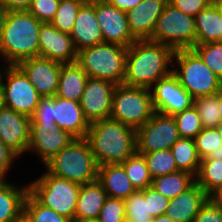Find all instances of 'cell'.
<instances>
[{
  "mask_svg": "<svg viewBox=\"0 0 222 222\" xmlns=\"http://www.w3.org/2000/svg\"><path fill=\"white\" fill-rule=\"evenodd\" d=\"M174 50L150 40H136L127 48L124 85L151 88L172 72ZM168 68V69H167Z\"/></svg>",
  "mask_w": 222,
  "mask_h": 222,
  "instance_id": "obj_1",
  "label": "cell"
},
{
  "mask_svg": "<svg viewBox=\"0 0 222 222\" xmlns=\"http://www.w3.org/2000/svg\"><path fill=\"white\" fill-rule=\"evenodd\" d=\"M85 139L98 166L122 164L137 152L136 130L112 118L90 123Z\"/></svg>",
  "mask_w": 222,
  "mask_h": 222,
  "instance_id": "obj_2",
  "label": "cell"
},
{
  "mask_svg": "<svg viewBox=\"0 0 222 222\" xmlns=\"http://www.w3.org/2000/svg\"><path fill=\"white\" fill-rule=\"evenodd\" d=\"M41 23L28 10L8 11L0 39V54L8 65L39 56Z\"/></svg>",
  "mask_w": 222,
  "mask_h": 222,
  "instance_id": "obj_3",
  "label": "cell"
},
{
  "mask_svg": "<svg viewBox=\"0 0 222 222\" xmlns=\"http://www.w3.org/2000/svg\"><path fill=\"white\" fill-rule=\"evenodd\" d=\"M127 48L107 42L98 43L77 53L76 63L88 77L123 84L126 75Z\"/></svg>",
  "mask_w": 222,
  "mask_h": 222,
  "instance_id": "obj_4",
  "label": "cell"
},
{
  "mask_svg": "<svg viewBox=\"0 0 222 222\" xmlns=\"http://www.w3.org/2000/svg\"><path fill=\"white\" fill-rule=\"evenodd\" d=\"M45 166L51 174L80 185L97 180L98 165L85 138L75 139Z\"/></svg>",
  "mask_w": 222,
  "mask_h": 222,
  "instance_id": "obj_5",
  "label": "cell"
},
{
  "mask_svg": "<svg viewBox=\"0 0 222 222\" xmlns=\"http://www.w3.org/2000/svg\"><path fill=\"white\" fill-rule=\"evenodd\" d=\"M174 59L179 69H172V72L193 99L214 95L221 90L222 80L203 63L192 48L176 50Z\"/></svg>",
  "mask_w": 222,
  "mask_h": 222,
  "instance_id": "obj_6",
  "label": "cell"
},
{
  "mask_svg": "<svg viewBox=\"0 0 222 222\" xmlns=\"http://www.w3.org/2000/svg\"><path fill=\"white\" fill-rule=\"evenodd\" d=\"M154 113L150 88L116 85L110 118L137 130L150 120Z\"/></svg>",
  "mask_w": 222,
  "mask_h": 222,
  "instance_id": "obj_7",
  "label": "cell"
},
{
  "mask_svg": "<svg viewBox=\"0 0 222 222\" xmlns=\"http://www.w3.org/2000/svg\"><path fill=\"white\" fill-rule=\"evenodd\" d=\"M81 185L46 171L28 184V191L44 206L70 218L74 215Z\"/></svg>",
  "mask_w": 222,
  "mask_h": 222,
  "instance_id": "obj_8",
  "label": "cell"
},
{
  "mask_svg": "<svg viewBox=\"0 0 222 222\" xmlns=\"http://www.w3.org/2000/svg\"><path fill=\"white\" fill-rule=\"evenodd\" d=\"M150 41L165 44L174 51L193 48L196 45L194 17L168 3L157 19Z\"/></svg>",
  "mask_w": 222,
  "mask_h": 222,
  "instance_id": "obj_9",
  "label": "cell"
},
{
  "mask_svg": "<svg viewBox=\"0 0 222 222\" xmlns=\"http://www.w3.org/2000/svg\"><path fill=\"white\" fill-rule=\"evenodd\" d=\"M4 72L6 82H3L2 92L5 106L31 117L41 96L17 65L6 66Z\"/></svg>",
  "mask_w": 222,
  "mask_h": 222,
  "instance_id": "obj_10",
  "label": "cell"
},
{
  "mask_svg": "<svg viewBox=\"0 0 222 222\" xmlns=\"http://www.w3.org/2000/svg\"><path fill=\"white\" fill-rule=\"evenodd\" d=\"M179 138L175 118L155 112L150 120L136 130L137 153L171 149Z\"/></svg>",
  "mask_w": 222,
  "mask_h": 222,
  "instance_id": "obj_11",
  "label": "cell"
},
{
  "mask_svg": "<svg viewBox=\"0 0 222 222\" xmlns=\"http://www.w3.org/2000/svg\"><path fill=\"white\" fill-rule=\"evenodd\" d=\"M150 91L154 110L160 114L174 116L190 108L194 102L173 72L158 80Z\"/></svg>",
  "mask_w": 222,
  "mask_h": 222,
  "instance_id": "obj_12",
  "label": "cell"
},
{
  "mask_svg": "<svg viewBox=\"0 0 222 222\" xmlns=\"http://www.w3.org/2000/svg\"><path fill=\"white\" fill-rule=\"evenodd\" d=\"M95 14L104 42L129 47L136 41L131 35L126 12L106 0H95Z\"/></svg>",
  "mask_w": 222,
  "mask_h": 222,
  "instance_id": "obj_13",
  "label": "cell"
},
{
  "mask_svg": "<svg viewBox=\"0 0 222 222\" xmlns=\"http://www.w3.org/2000/svg\"><path fill=\"white\" fill-rule=\"evenodd\" d=\"M75 139L69 132L60 129L56 123H31L28 150L35 151L43 164H46Z\"/></svg>",
  "mask_w": 222,
  "mask_h": 222,
  "instance_id": "obj_14",
  "label": "cell"
},
{
  "mask_svg": "<svg viewBox=\"0 0 222 222\" xmlns=\"http://www.w3.org/2000/svg\"><path fill=\"white\" fill-rule=\"evenodd\" d=\"M115 87L116 84L108 80L87 79L80 105L89 123L110 118Z\"/></svg>",
  "mask_w": 222,
  "mask_h": 222,
  "instance_id": "obj_15",
  "label": "cell"
},
{
  "mask_svg": "<svg viewBox=\"0 0 222 222\" xmlns=\"http://www.w3.org/2000/svg\"><path fill=\"white\" fill-rule=\"evenodd\" d=\"M62 64L35 56L21 61L17 66L28 77L41 97H53L57 94Z\"/></svg>",
  "mask_w": 222,
  "mask_h": 222,
  "instance_id": "obj_16",
  "label": "cell"
},
{
  "mask_svg": "<svg viewBox=\"0 0 222 222\" xmlns=\"http://www.w3.org/2000/svg\"><path fill=\"white\" fill-rule=\"evenodd\" d=\"M30 132V117L6 106L0 110V140L17 156L28 151Z\"/></svg>",
  "mask_w": 222,
  "mask_h": 222,
  "instance_id": "obj_17",
  "label": "cell"
},
{
  "mask_svg": "<svg viewBox=\"0 0 222 222\" xmlns=\"http://www.w3.org/2000/svg\"><path fill=\"white\" fill-rule=\"evenodd\" d=\"M39 56L63 64L77 60V50L70 34L61 32L51 23H41L39 30Z\"/></svg>",
  "mask_w": 222,
  "mask_h": 222,
  "instance_id": "obj_18",
  "label": "cell"
},
{
  "mask_svg": "<svg viewBox=\"0 0 222 222\" xmlns=\"http://www.w3.org/2000/svg\"><path fill=\"white\" fill-rule=\"evenodd\" d=\"M168 0H142L140 4L129 10L127 20L131 35L136 40H150Z\"/></svg>",
  "mask_w": 222,
  "mask_h": 222,
  "instance_id": "obj_19",
  "label": "cell"
},
{
  "mask_svg": "<svg viewBox=\"0 0 222 222\" xmlns=\"http://www.w3.org/2000/svg\"><path fill=\"white\" fill-rule=\"evenodd\" d=\"M70 36L77 52L104 42L95 14V0H87L80 7Z\"/></svg>",
  "mask_w": 222,
  "mask_h": 222,
  "instance_id": "obj_20",
  "label": "cell"
},
{
  "mask_svg": "<svg viewBox=\"0 0 222 222\" xmlns=\"http://www.w3.org/2000/svg\"><path fill=\"white\" fill-rule=\"evenodd\" d=\"M53 118L57 126L76 139L86 138L90 123L84 117L80 102L54 96Z\"/></svg>",
  "mask_w": 222,
  "mask_h": 222,
  "instance_id": "obj_21",
  "label": "cell"
},
{
  "mask_svg": "<svg viewBox=\"0 0 222 222\" xmlns=\"http://www.w3.org/2000/svg\"><path fill=\"white\" fill-rule=\"evenodd\" d=\"M208 197L195 182L186 191L170 199L165 215L174 222H193Z\"/></svg>",
  "mask_w": 222,
  "mask_h": 222,
  "instance_id": "obj_22",
  "label": "cell"
},
{
  "mask_svg": "<svg viewBox=\"0 0 222 222\" xmlns=\"http://www.w3.org/2000/svg\"><path fill=\"white\" fill-rule=\"evenodd\" d=\"M107 197L106 191L98 180L81 185L74 222L98 219L100 210Z\"/></svg>",
  "mask_w": 222,
  "mask_h": 222,
  "instance_id": "obj_23",
  "label": "cell"
},
{
  "mask_svg": "<svg viewBox=\"0 0 222 222\" xmlns=\"http://www.w3.org/2000/svg\"><path fill=\"white\" fill-rule=\"evenodd\" d=\"M97 180L111 198L125 200L137 191L121 164L98 166Z\"/></svg>",
  "mask_w": 222,
  "mask_h": 222,
  "instance_id": "obj_24",
  "label": "cell"
},
{
  "mask_svg": "<svg viewBox=\"0 0 222 222\" xmlns=\"http://www.w3.org/2000/svg\"><path fill=\"white\" fill-rule=\"evenodd\" d=\"M196 45L222 42V12L212 2L194 17Z\"/></svg>",
  "mask_w": 222,
  "mask_h": 222,
  "instance_id": "obj_25",
  "label": "cell"
},
{
  "mask_svg": "<svg viewBox=\"0 0 222 222\" xmlns=\"http://www.w3.org/2000/svg\"><path fill=\"white\" fill-rule=\"evenodd\" d=\"M88 78L76 62L62 64L56 96L80 102Z\"/></svg>",
  "mask_w": 222,
  "mask_h": 222,
  "instance_id": "obj_26",
  "label": "cell"
},
{
  "mask_svg": "<svg viewBox=\"0 0 222 222\" xmlns=\"http://www.w3.org/2000/svg\"><path fill=\"white\" fill-rule=\"evenodd\" d=\"M0 180V222H14L23 213V204L28 186L17 185Z\"/></svg>",
  "mask_w": 222,
  "mask_h": 222,
  "instance_id": "obj_27",
  "label": "cell"
},
{
  "mask_svg": "<svg viewBox=\"0 0 222 222\" xmlns=\"http://www.w3.org/2000/svg\"><path fill=\"white\" fill-rule=\"evenodd\" d=\"M196 182L193 174L177 171L152 179L151 186L169 200L186 191Z\"/></svg>",
  "mask_w": 222,
  "mask_h": 222,
  "instance_id": "obj_28",
  "label": "cell"
},
{
  "mask_svg": "<svg viewBox=\"0 0 222 222\" xmlns=\"http://www.w3.org/2000/svg\"><path fill=\"white\" fill-rule=\"evenodd\" d=\"M179 171H186L195 177L198 174L201 158L198 155L194 139L179 138L171 147Z\"/></svg>",
  "mask_w": 222,
  "mask_h": 222,
  "instance_id": "obj_29",
  "label": "cell"
},
{
  "mask_svg": "<svg viewBox=\"0 0 222 222\" xmlns=\"http://www.w3.org/2000/svg\"><path fill=\"white\" fill-rule=\"evenodd\" d=\"M196 183L208 196L215 195L222 188V160L201 159Z\"/></svg>",
  "mask_w": 222,
  "mask_h": 222,
  "instance_id": "obj_30",
  "label": "cell"
},
{
  "mask_svg": "<svg viewBox=\"0 0 222 222\" xmlns=\"http://www.w3.org/2000/svg\"><path fill=\"white\" fill-rule=\"evenodd\" d=\"M194 141L201 159L222 160V139L216 128H203Z\"/></svg>",
  "mask_w": 222,
  "mask_h": 222,
  "instance_id": "obj_31",
  "label": "cell"
},
{
  "mask_svg": "<svg viewBox=\"0 0 222 222\" xmlns=\"http://www.w3.org/2000/svg\"><path fill=\"white\" fill-rule=\"evenodd\" d=\"M126 175L136 190H144L152 184L147 162L143 155L137 152L128 157L122 164Z\"/></svg>",
  "mask_w": 222,
  "mask_h": 222,
  "instance_id": "obj_32",
  "label": "cell"
},
{
  "mask_svg": "<svg viewBox=\"0 0 222 222\" xmlns=\"http://www.w3.org/2000/svg\"><path fill=\"white\" fill-rule=\"evenodd\" d=\"M23 213L31 222H73L72 219L42 205L29 191L24 199Z\"/></svg>",
  "mask_w": 222,
  "mask_h": 222,
  "instance_id": "obj_33",
  "label": "cell"
},
{
  "mask_svg": "<svg viewBox=\"0 0 222 222\" xmlns=\"http://www.w3.org/2000/svg\"><path fill=\"white\" fill-rule=\"evenodd\" d=\"M138 154L144 156L152 179L179 171L171 149Z\"/></svg>",
  "mask_w": 222,
  "mask_h": 222,
  "instance_id": "obj_34",
  "label": "cell"
},
{
  "mask_svg": "<svg viewBox=\"0 0 222 222\" xmlns=\"http://www.w3.org/2000/svg\"><path fill=\"white\" fill-rule=\"evenodd\" d=\"M87 0H60L58 10L50 22L61 32L70 34L80 7Z\"/></svg>",
  "mask_w": 222,
  "mask_h": 222,
  "instance_id": "obj_35",
  "label": "cell"
},
{
  "mask_svg": "<svg viewBox=\"0 0 222 222\" xmlns=\"http://www.w3.org/2000/svg\"><path fill=\"white\" fill-rule=\"evenodd\" d=\"M193 105L199 114L203 128H215L221 122L218 93L196 98Z\"/></svg>",
  "mask_w": 222,
  "mask_h": 222,
  "instance_id": "obj_36",
  "label": "cell"
},
{
  "mask_svg": "<svg viewBox=\"0 0 222 222\" xmlns=\"http://www.w3.org/2000/svg\"><path fill=\"white\" fill-rule=\"evenodd\" d=\"M125 202L126 222H151L152 216L148 212V199L144 197V190H137Z\"/></svg>",
  "mask_w": 222,
  "mask_h": 222,
  "instance_id": "obj_37",
  "label": "cell"
},
{
  "mask_svg": "<svg viewBox=\"0 0 222 222\" xmlns=\"http://www.w3.org/2000/svg\"><path fill=\"white\" fill-rule=\"evenodd\" d=\"M181 138L194 139L203 130L201 119L194 105L173 116Z\"/></svg>",
  "mask_w": 222,
  "mask_h": 222,
  "instance_id": "obj_38",
  "label": "cell"
},
{
  "mask_svg": "<svg viewBox=\"0 0 222 222\" xmlns=\"http://www.w3.org/2000/svg\"><path fill=\"white\" fill-rule=\"evenodd\" d=\"M203 63L222 80V42H210L195 45L192 48Z\"/></svg>",
  "mask_w": 222,
  "mask_h": 222,
  "instance_id": "obj_39",
  "label": "cell"
},
{
  "mask_svg": "<svg viewBox=\"0 0 222 222\" xmlns=\"http://www.w3.org/2000/svg\"><path fill=\"white\" fill-rule=\"evenodd\" d=\"M125 202L107 197L98 217L99 222H126Z\"/></svg>",
  "mask_w": 222,
  "mask_h": 222,
  "instance_id": "obj_40",
  "label": "cell"
},
{
  "mask_svg": "<svg viewBox=\"0 0 222 222\" xmlns=\"http://www.w3.org/2000/svg\"><path fill=\"white\" fill-rule=\"evenodd\" d=\"M60 0H33L28 11L42 23H50L55 16Z\"/></svg>",
  "mask_w": 222,
  "mask_h": 222,
  "instance_id": "obj_41",
  "label": "cell"
},
{
  "mask_svg": "<svg viewBox=\"0 0 222 222\" xmlns=\"http://www.w3.org/2000/svg\"><path fill=\"white\" fill-rule=\"evenodd\" d=\"M144 197L148 199V212L152 217L165 215L169 199L156 191L152 186L144 189Z\"/></svg>",
  "mask_w": 222,
  "mask_h": 222,
  "instance_id": "obj_42",
  "label": "cell"
},
{
  "mask_svg": "<svg viewBox=\"0 0 222 222\" xmlns=\"http://www.w3.org/2000/svg\"><path fill=\"white\" fill-rule=\"evenodd\" d=\"M193 222H222V207L212 196H209L200 207Z\"/></svg>",
  "mask_w": 222,
  "mask_h": 222,
  "instance_id": "obj_43",
  "label": "cell"
},
{
  "mask_svg": "<svg viewBox=\"0 0 222 222\" xmlns=\"http://www.w3.org/2000/svg\"><path fill=\"white\" fill-rule=\"evenodd\" d=\"M53 97H41L39 103L30 117L31 123H55L53 118Z\"/></svg>",
  "mask_w": 222,
  "mask_h": 222,
  "instance_id": "obj_44",
  "label": "cell"
},
{
  "mask_svg": "<svg viewBox=\"0 0 222 222\" xmlns=\"http://www.w3.org/2000/svg\"><path fill=\"white\" fill-rule=\"evenodd\" d=\"M213 0H168V3L179 9L184 14L195 17Z\"/></svg>",
  "mask_w": 222,
  "mask_h": 222,
  "instance_id": "obj_45",
  "label": "cell"
},
{
  "mask_svg": "<svg viewBox=\"0 0 222 222\" xmlns=\"http://www.w3.org/2000/svg\"><path fill=\"white\" fill-rule=\"evenodd\" d=\"M17 155L0 140V180H6L8 170Z\"/></svg>",
  "mask_w": 222,
  "mask_h": 222,
  "instance_id": "obj_46",
  "label": "cell"
},
{
  "mask_svg": "<svg viewBox=\"0 0 222 222\" xmlns=\"http://www.w3.org/2000/svg\"><path fill=\"white\" fill-rule=\"evenodd\" d=\"M33 0H0L8 11L28 10Z\"/></svg>",
  "mask_w": 222,
  "mask_h": 222,
  "instance_id": "obj_47",
  "label": "cell"
},
{
  "mask_svg": "<svg viewBox=\"0 0 222 222\" xmlns=\"http://www.w3.org/2000/svg\"><path fill=\"white\" fill-rule=\"evenodd\" d=\"M111 5L116 6L119 10L123 12H128L132 8L136 7L141 3L142 0H106Z\"/></svg>",
  "mask_w": 222,
  "mask_h": 222,
  "instance_id": "obj_48",
  "label": "cell"
},
{
  "mask_svg": "<svg viewBox=\"0 0 222 222\" xmlns=\"http://www.w3.org/2000/svg\"><path fill=\"white\" fill-rule=\"evenodd\" d=\"M8 10L0 3V39Z\"/></svg>",
  "mask_w": 222,
  "mask_h": 222,
  "instance_id": "obj_49",
  "label": "cell"
},
{
  "mask_svg": "<svg viewBox=\"0 0 222 222\" xmlns=\"http://www.w3.org/2000/svg\"><path fill=\"white\" fill-rule=\"evenodd\" d=\"M152 222H174V221L167 215H160L157 217H153Z\"/></svg>",
  "mask_w": 222,
  "mask_h": 222,
  "instance_id": "obj_50",
  "label": "cell"
},
{
  "mask_svg": "<svg viewBox=\"0 0 222 222\" xmlns=\"http://www.w3.org/2000/svg\"><path fill=\"white\" fill-rule=\"evenodd\" d=\"M218 106H219V114L222 121V88L218 92Z\"/></svg>",
  "mask_w": 222,
  "mask_h": 222,
  "instance_id": "obj_51",
  "label": "cell"
},
{
  "mask_svg": "<svg viewBox=\"0 0 222 222\" xmlns=\"http://www.w3.org/2000/svg\"><path fill=\"white\" fill-rule=\"evenodd\" d=\"M222 207V188L215 194L212 196Z\"/></svg>",
  "mask_w": 222,
  "mask_h": 222,
  "instance_id": "obj_52",
  "label": "cell"
},
{
  "mask_svg": "<svg viewBox=\"0 0 222 222\" xmlns=\"http://www.w3.org/2000/svg\"><path fill=\"white\" fill-rule=\"evenodd\" d=\"M14 222H31V220L22 213Z\"/></svg>",
  "mask_w": 222,
  "mask_h": 222,
  "instance_id": "obj_53",
  "label": "cell"
},
{
  "mask_svg": "<svg viewBox=\"0 0 222 222\" xmlns=\"http://www.w3.org/2000/svg\"><path fill=\"white\" fill-rule=\"evenodd\" d=\"M5 107L4 104V96H3V92H0V110H2Z\"/></svg>",
  "mask_w": 222,
  "mask_h": 222,
  "instance_id": "obj_54",
  "label": "cell"
},
{
  "mask_svg": "<svg viewBox=\"0 0 222 222\" xmlns=\"http://www.w3.org/2000/svg\"><path fill=\"white\" fill-rule=\"evenodd\" d=\"M213 3L218 7V9L222 12V0H213Z\"/></svg>",
  "mask_w": 222,
  "mask_h": 222,
  "instance_id": "obj_55",
  "label": "cell"
},
{
  "mask_svg": "<svg viewBox=\"0 0 222 222\" xmlns=\"http://www.w3.org/2000/svg\"><path fill=\"white\" fill-rule=\"evenodd\" d=\"M222 139V121L215 127Z\"/></svg>",
  "mask_w": 222,
  "mask_h": 222,
  "instance_id": "obj_56",
  "label": "cell"
},
{
  "mask_svg": "<svg viewBox=\"0 0 222 222\" xmlns=\"http://www.w3.org/2000/svg\"><path fill=\"white\" fill-rule=\"evenodd\" d=\"M1 73H2V74H1ZM3 73H4L3 71L0 72V92L2 91V86H3V81H2V80H3V78H4L3 76L5 75V74H3ZM2 75H3V76H2Z\"/></svg>",
  "mask_w": 222,
  "mask_h": 222,
  "instance_id": "obj_57",
  "label": "cell"
},
{
  "mask_svg": "<svg viewBox=\"0 0 222 222\" xmlns=\"http://www.w3.org/2000/svg\"><path fill=\"white\" fill-rule=\"evenodd\" d=\"M82 222H99V221L96 219V220H85V221H82Z\"/></svg>",
  "mask_w": 222,
  "mask_h": 222,
  "instance_id": "obj_58",
  "label": "cell"
}]
</instances>
